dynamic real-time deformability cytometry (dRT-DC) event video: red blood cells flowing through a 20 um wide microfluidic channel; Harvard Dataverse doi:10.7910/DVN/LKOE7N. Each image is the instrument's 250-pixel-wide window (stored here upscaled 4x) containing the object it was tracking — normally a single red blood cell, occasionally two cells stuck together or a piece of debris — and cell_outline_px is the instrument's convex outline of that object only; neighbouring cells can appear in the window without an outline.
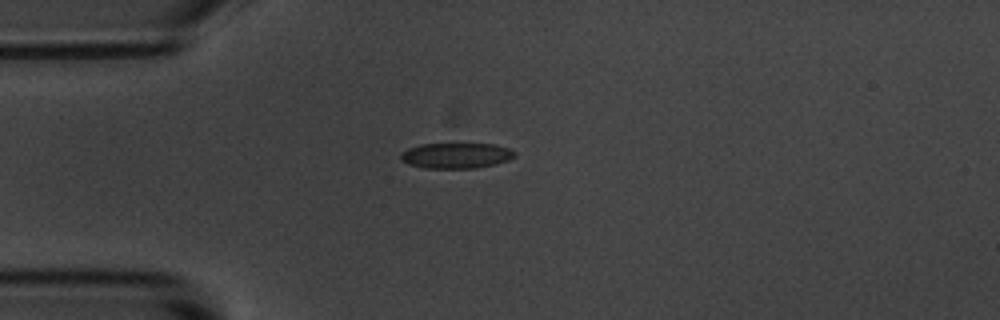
{"species": "common noctule bat (a hibernating species)", "species_latin": "Nyctalus noctula", "temperature_condition": "room temperature", "stored_images_in_passage": 4, "camera_frame_rate_fps": 3000, "um_per_image_px": 0.085, "animal": {"sex": "male", "body_mass_g": 20.1, "forearm_length_mm": 53.5}, "frame": {"image": 1, "passage_image": 1, "time_ms": 0.0, "image_size_px": [1000, 320], "cell_outline_px": [[516, 156], [508, 160], [496, 164], [472, 168], [424, 168], [408, 164], [400, 160], [400, 152], [408, 148], [420, 144], [496, 144], [512, 148], [516, 152]], "centroid_in_image_um": [38.78, 13.22], "position_along_channel_um": 46.2, "area_um2": 17.17}}
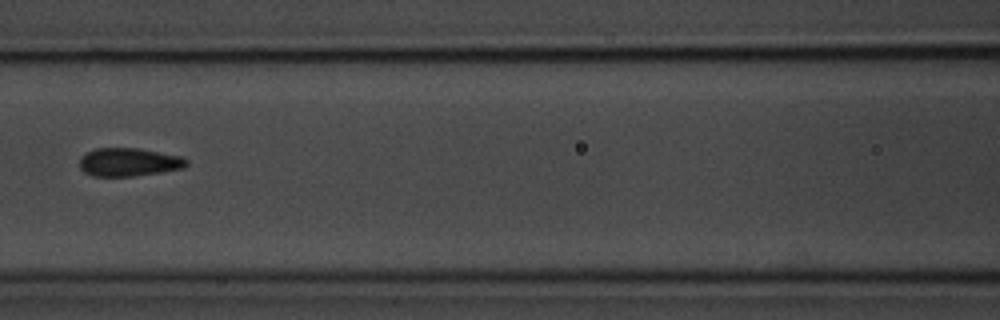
{"frame": {"image": 2, "passage_image": 4, "time_ms": 3.333, "image_size_px": [1000, 320], "cell_outline_px": [[188, 164], [184, 168], [160, 172], [132, 176], [92, 176], [84, 172], [80, 168], [80, 156], [96, 148], [140, 148], [184, 156], [188, 160]], "centroid_in_image_um": [10.98, 13.77], "position_along_channel_um": 155.6, "area_um2": 17.8}}